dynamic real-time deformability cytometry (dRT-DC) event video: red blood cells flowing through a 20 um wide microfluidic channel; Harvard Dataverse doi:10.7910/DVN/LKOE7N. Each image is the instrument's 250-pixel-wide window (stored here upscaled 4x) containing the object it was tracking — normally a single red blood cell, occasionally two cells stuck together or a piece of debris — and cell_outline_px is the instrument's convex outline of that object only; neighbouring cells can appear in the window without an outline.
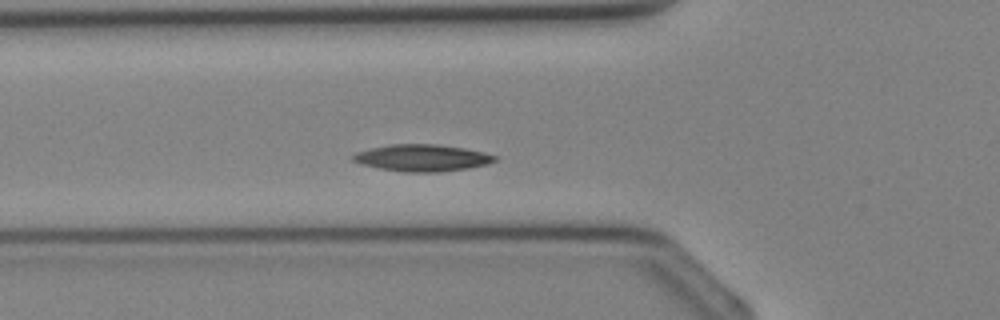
{"species": "Egyptian fruit bat (a non-hibernating species)", "species_latin": "Rousettus aegyptiacus", "temperature_condition": "cold", "stored_images_in_passage": 25, "camera_frame_rate_fps": 3000, "um_per_image_px": 0.085, "animal": {"sex": "female"}, "frame": {"image": 1, "passage_image": 9, "time_ms": 2.667, "image_size_px": [1000, 320], "cell_outline_px": [[496, 160], [488, 164], [468, 168], [440, 172], [404, 172], [380, 168], [360, 164], [352, 160], [352, 156], [356, 152], [388, 144], [436, 144], [464, 148], [484, 152], [496, 156]], "centroid_in_image_um": [35.88, 13.42], "position_along_channel_um": 89.9, "area_um2": 22.14}}
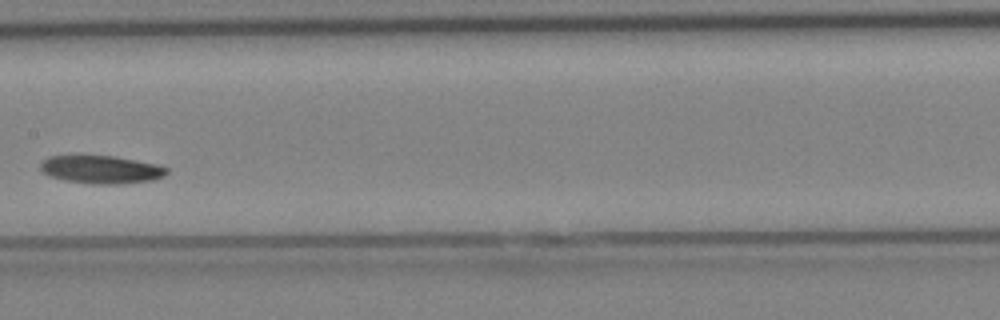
{"frame": {"image": 2, "passage_image": 15, "time_ms": 4.667, "image_size_px": [1000, 320], "cell_outline_px": [[168, 172], [164, 176], [152, 180], [120, 184], [92, 184], [64, 180], [48, 176], [40, 168], [40, 164], [48, 156], [112, 156], [156, 164], [168, 168]], "centroid_in_image_um": [8.59, 14.42], "position_along_channel_um": 198.8, "area_um2": 20.46}}
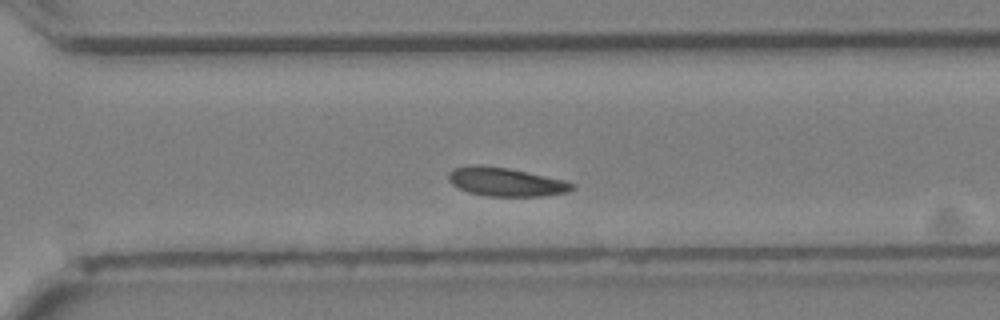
{"frame": {"image": 3, "passage_image": 22, "time_ms": 7.0, "image_size_px": [1000, 320], "cell_outline_px": [[576, 188], [568, 192], [544, 196], [488, 196], [468, 192], [452, 184], [448, 180], [448, 172], [452, 168], [472, 164], [480, 164], [508, 168], [564, 180], [576, 184]], "centroid_in_image_um": [42.98, 15.45], "position_along_channel_um": 327.6, "area_um2": 20.81}}